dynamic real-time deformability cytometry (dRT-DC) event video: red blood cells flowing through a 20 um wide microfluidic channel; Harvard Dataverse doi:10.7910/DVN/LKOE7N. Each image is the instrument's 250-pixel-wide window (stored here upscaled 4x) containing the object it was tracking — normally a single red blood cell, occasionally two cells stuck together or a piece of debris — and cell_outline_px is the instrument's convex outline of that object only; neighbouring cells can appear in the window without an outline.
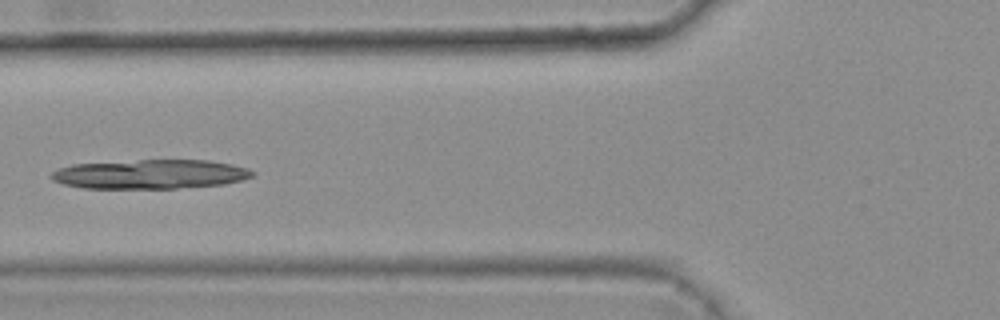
{"species": "common noctule bat (a hibernating species)", "species_latin": "Nyctalus noctula", "temperature_condition": "warm", "stored_images_in_passage": 5, "camera_frame_rate_fps": 3000, "um_per_image_px": 0.085, "animal": {"sex": "female", "body_mass_g": 25.1}, "frame": {"image": 1, "passage_image": 5, "time_ms": 1.333, "image_size_px": [1000, 320], "cell_outline_px": [[256, 172], [252, 176], [244, 180], [224, 184], [176, 188], [84, 188], [64, 184], [52, 180], [48, 176], [52, 172], [60, 168], [72, 164], [140, 160], [208, 160], [232, 164], [248, 168]], "centroid_in_image_um": [12.79, 14.8], "position_along_channel_um": 113.0, "area_um2": 34.33}}